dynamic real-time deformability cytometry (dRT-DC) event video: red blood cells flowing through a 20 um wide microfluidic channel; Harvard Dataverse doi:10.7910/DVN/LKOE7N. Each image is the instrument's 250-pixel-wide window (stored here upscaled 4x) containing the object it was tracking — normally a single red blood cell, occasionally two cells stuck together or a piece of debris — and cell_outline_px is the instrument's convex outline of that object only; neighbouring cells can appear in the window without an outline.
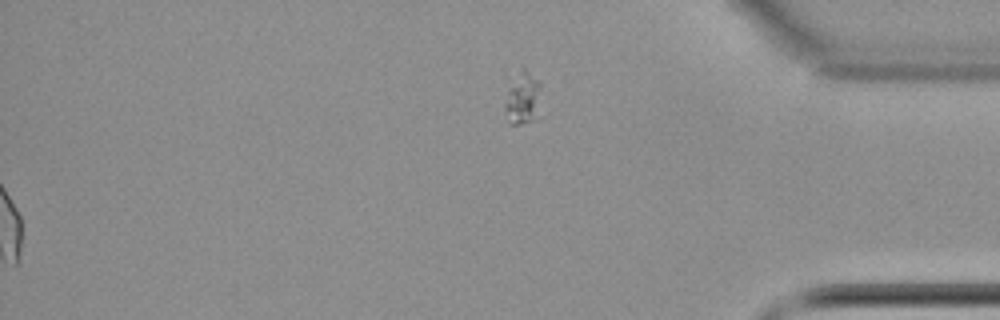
{"species": "common noctule bat (a hibernating species)", "species_latin": "Nyctalus noctula", "temperature_condition": "cold", "stored_images_in_passage": 49, "segment_of_instrument_passage": [2, 2], "camera_frame_rate_fps": 3000, "um_per_image_px": 0.085, "animal": {"sex": "female", "body_mass_g": 22.7, "forearm_length_mm": 54.2}, "frame": {"image": 1, "passage_image": 49, "time_ms": 16.0, "image_size_px": [1000, 320], "cell_outline_px": [[540, 84], [536, 120], [520, 124], [512, 124], [508, 120], [504, 108], [504, 104], [508, 88], [524, 68]], "centroid_in_image_um": [44.41, 8.43], "position_along_channel_um": 390.8, "area_um2": 10.46}}